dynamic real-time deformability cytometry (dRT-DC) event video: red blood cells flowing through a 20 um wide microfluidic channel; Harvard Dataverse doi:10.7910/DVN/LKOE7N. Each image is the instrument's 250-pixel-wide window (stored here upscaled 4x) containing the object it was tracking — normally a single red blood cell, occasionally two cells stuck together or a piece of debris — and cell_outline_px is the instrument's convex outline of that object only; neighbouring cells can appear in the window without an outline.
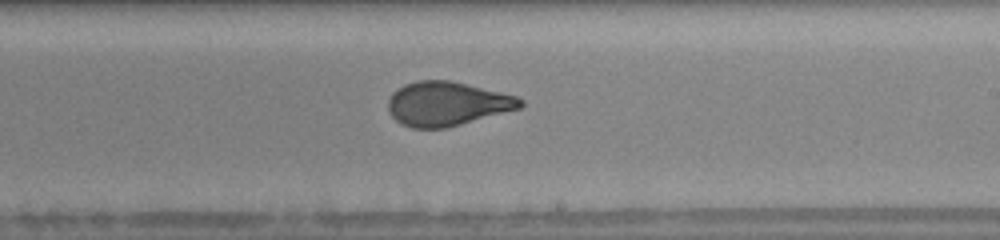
{"species": "human", "species_latin": "Homo sapiens", "temperature_condition": "warm", "stored_images_in_passage": 32, "camera_frame_rate_fps": 3000, "um_per_image_px": 0.085, "donor": {"sex": "female"}, "frame": {"image": 1, "passage_image": 19, "time_ms": 6.0, "image_size_px": [1000, 240], "cell_outline_px": [[524, 104], [520, 108], [448, 128], [412, 128], [400, 124], [388, 112], [388, 100], [392, 92], [396, 88], [404, 84], [416, 80], [448, 80], [500, 92], [516, 96], [524, 100]], "centroid_in_image_um": [37.96, 8.82], "position_along_channel_um": 251.0, "area_um2": 34.1}}
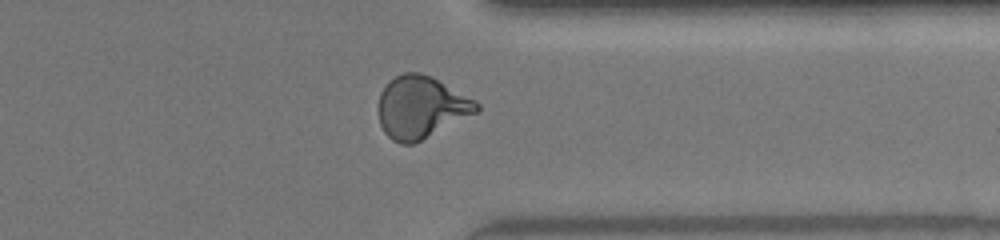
{"frame": {"image": 2, "passage_image": 28, "time_ms": 9.0, "image_size_px": [1000, 240], "cell_outline_px": [[480, 108], [476, 112], [412, 144], [400, 144], [392, 140], [384, 132], [380, 124], [380, 92], [388, 80], [404, 72], [420, 72], [432, 76], [476, 100], [480, 104]], "centroid_in_image_um": [35.78, 9.08], "position_along_channel_um": 375.6, "area_um2": 35.2}}